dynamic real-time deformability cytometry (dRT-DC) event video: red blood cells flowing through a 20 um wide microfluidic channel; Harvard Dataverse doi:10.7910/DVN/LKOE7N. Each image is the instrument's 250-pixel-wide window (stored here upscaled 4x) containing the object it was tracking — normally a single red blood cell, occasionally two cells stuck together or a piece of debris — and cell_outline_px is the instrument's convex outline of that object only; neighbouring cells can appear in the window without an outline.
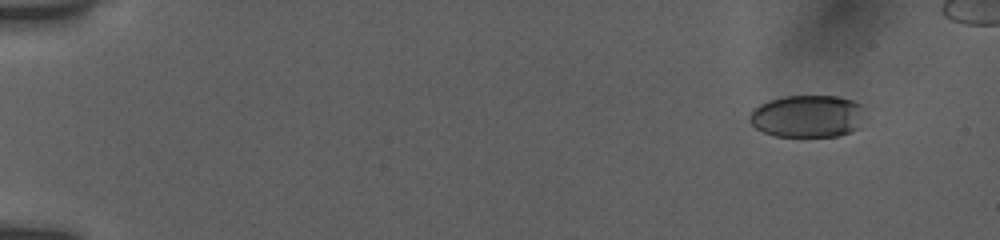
{"species": "human", "species_latin": "Homo sapiens", "temperature_condition": "room temperature", "stored_images_in_passage": 30, "camera_frame_rate_fps": 3000, "um_per_image_px": 0.085, "donor": {"sex": "female"}, "frame": {"image": 1, "passage_image": 2, "time_ms": 1.0, "image_size_px": [1000, 240], "cell_outline_px": [[864, 104], [856, 128], [848, 132], [836, 136], [776, 136], [764, 132], [756, 128], [748, 120], [748, 116], [752, 108], [768, 100], [784, 96], [836, 96], [852, 100]], "centroid_in_image_um": [68.55, 9.86], "position_along_channel_um": 16.4, "area_um2": 28.26}}
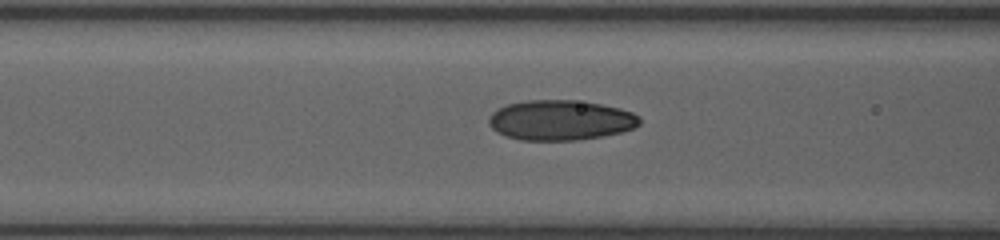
{"frame": {"image": 2, "passage_image": 19, "time_ms": 7.333, "image_size_px": [1000, 240], "cell_outline_px": [[640, 124], [632, 128], [620, 132], [600, 136], [576, 140], [520, 140], [508, 136], [492, 128], [488, 120], [492, 112], [508, 104], [528, 100], [572, 100], [600, 104], [620, 108], [632, 112], [640, 116]], "centroid_in_image_um": [47.66, 10.21], "position_along_channel_um": 118.9, "area_um2": 34.85}}
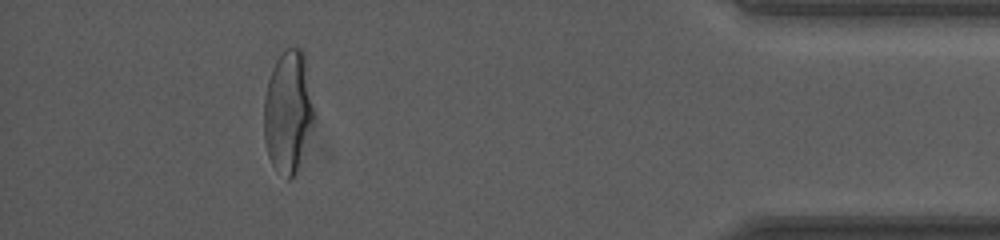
{"frame": {"image": 3, "passage_image": 29, "time_ms": 16.0, "image_size_px": [1000, 240], "cell_outline_px": [[316, 112], [296, 172], [288, 180], [272, 164], [268, 156], [264, 140], [264, 96], [268, 80], [272, 68], [276, 60], [284, 48], [300, 48], [304, 52]], "centroid_in_image_um": [24.49, 9.43], "position_along_channel_um": 410.7, "area_um2": 35.72}, "authors_computed_cell_mechanics": {"area_um2": 33.4373, "velocity_mm_per_s": 3.8964, "shape_relaxation_time_tau1_ms": 9.1955, "shape_relaxation_time_tau2_ms": 1.0567, "deformation_change_tau1": 0.2567, "deformation_change_tau2": 0.0654}}